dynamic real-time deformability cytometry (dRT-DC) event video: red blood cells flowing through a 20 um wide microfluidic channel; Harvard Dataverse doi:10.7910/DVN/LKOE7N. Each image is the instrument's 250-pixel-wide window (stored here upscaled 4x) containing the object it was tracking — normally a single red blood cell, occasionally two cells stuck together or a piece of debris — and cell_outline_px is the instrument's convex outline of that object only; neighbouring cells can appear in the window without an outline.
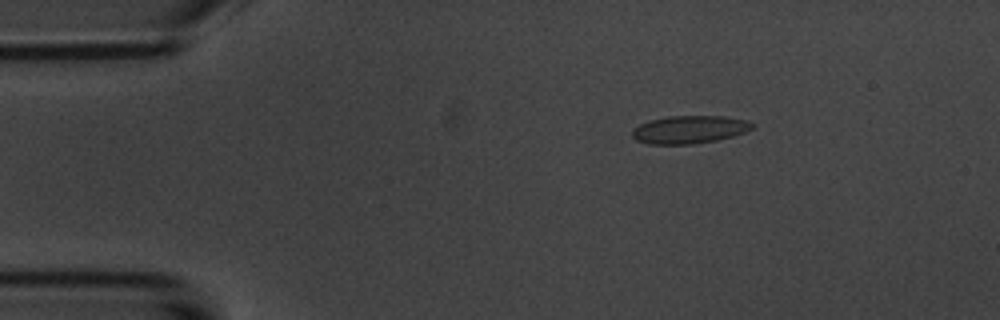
{"species": "common noctule bat (a hibernating species)", "species_latin": "Nyctalus noctula", "temperature_condition": "room temperature", "stored_images_in_passage": 5, "camera_frame_rate_fps": 3000, "um_per_image_px": 0.085, "animal": {"sex": "male", "body_mass_g": 20.1, "forearm_length_mm": 53.5}, "frame": {"image": 1, "passage_image": 3, "time_ms": 2.333, "image_size_px": [1000, 320], "cell_outline_px": [[756, 124], [752, 128], [744, 132], [732, 136], [716, 140], [692, 144], [648, 144], [636, 140], [632, 136], [632, 132], [640, 124], [648, 120], [668, 116], [724, 116], [748, 120]], "centroid_in_image_um": [58.61, 11.0], "position_along_channel_um": 26.4, "area_um2": 19.48}}
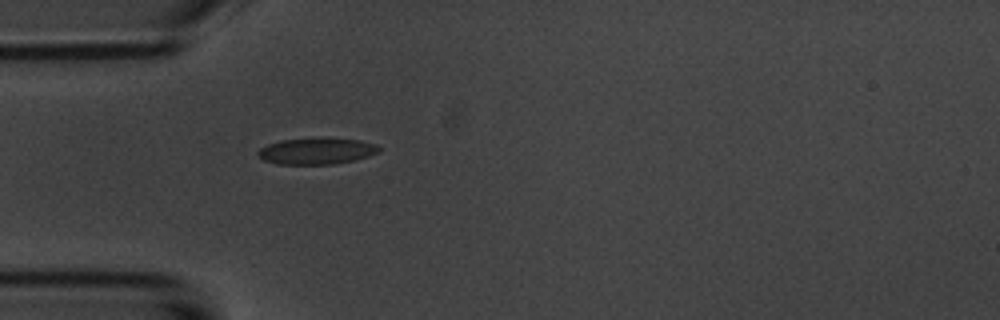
{"frame": {"image": 2, "passage_image": 5, "time_ms": 4.667, "image_size_px": [1000, 320], "cell_outline_px": [[380, 152], [356, 160], [332, 164], [276, 164], [264, 160], [256, 152], [260, 148], [268, 144], [280, 140], [360, 140], [376, 144], [380, 148]], "centroid_in_image_um": [26.91, 12.88], "position_along_channel_um": 58.1, "area_um2": 17.92}}